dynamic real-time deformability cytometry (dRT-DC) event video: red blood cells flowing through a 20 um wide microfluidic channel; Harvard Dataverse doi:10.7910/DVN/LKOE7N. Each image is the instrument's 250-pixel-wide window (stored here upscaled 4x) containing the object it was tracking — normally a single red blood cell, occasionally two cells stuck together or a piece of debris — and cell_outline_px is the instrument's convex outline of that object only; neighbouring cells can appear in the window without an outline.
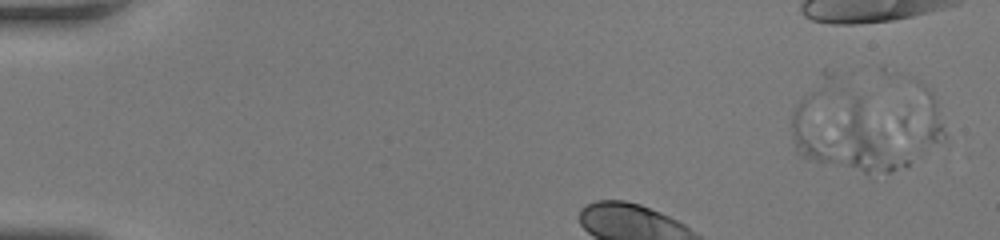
{"species": "human", "species_latin": "Homo sapiens", "temperature_condition": "room temperature", "stored_images_in_passage": 5, "segment_of_instrument_passage": [2, 2], "camera_frame_rate_fps": 3000, "um_per_image_px": 0.085, "donor": {"sex": "female"}, "frame": {"image": 1, "passage_image": 3, "time_ms": 0.667, "image_size_px": [1000, 240], "cell_outline_px": [[912, 160], [908, 164], [892, 172], [864, 172], [848, 164], [844, 160], [844, 128], [848, 92], [860, 96]], "centroid_in_image_um": [73.94, 11.94], "position_along_channel_um": 11.1, "area_um2": 23.58}}